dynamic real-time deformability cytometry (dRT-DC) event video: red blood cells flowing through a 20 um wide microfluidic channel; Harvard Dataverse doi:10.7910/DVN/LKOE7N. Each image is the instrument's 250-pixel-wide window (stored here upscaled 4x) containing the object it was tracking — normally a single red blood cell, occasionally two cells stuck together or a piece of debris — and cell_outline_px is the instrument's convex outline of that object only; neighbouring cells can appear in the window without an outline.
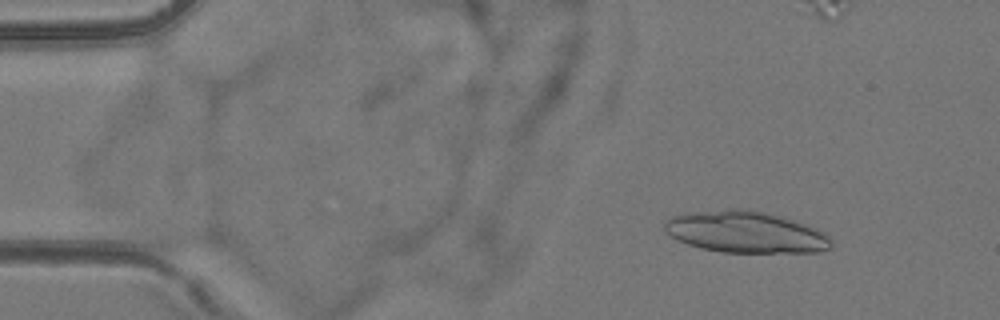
{"species": "common noctule bat (a hibernating species)", "species_latin": "Nyctalus noctula", "temperature_condition": "room temperature", "stored_images_in_passage": 9, "camera_frame_rate_fps": 3000, "um_per_image_px": 0.085, "animal": {"sex": "female", "body_mass_g": 24.6, "forearm_length_mm": 56.2}, "frame": {"image": 1, "passage_image": 1, "time_ms": 0.0, "image_size_px": [1000, 320], "cell_outline_px": [[832, 248], [820, 252], [724, 252], [700, 248], [688, 244], [672, 236], [664, 228], [664, 220], [672, 216], [684, 212], [728, 208], [740, 208], [764, 212], [780, 216], [816, 228], [824, 232], [832, 240]], "centroid_in_image_um": [63.37, 19.71], "position_along_channel_um": 21.6, "area_um2": 40.52}}